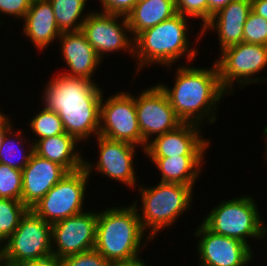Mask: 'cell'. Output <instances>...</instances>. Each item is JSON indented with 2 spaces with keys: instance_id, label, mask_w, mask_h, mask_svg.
Segmentation results:
<instances>
[{
  "instance_id": "6",
  "label": "cell",
  "mask_w": 267,
  "mask_h": 266,
  "mask_svg": "<svg viewBox=\"0 0 267 266\" xmlns=\"http://www.w3.org/2000/svg\"><path fill=\"white\" fill-rule=\"evenodd\" d=\"M215 62L220 83L229 95L235 94L236 82L241 89L257 82L267 83V78L258 75L267 68V45L241 42L221 51Z\"/></svg>"
},
{
  "instance_id": "9",
  "label": "cell",
  "mask_w": 267,
  "mask_h": 266,
  "mask_svg": "<svg viewBox=\"0 0 267 266\" xmlns=\"http://www.w3.org/2000/svg\"><path fill=\"white\" fill-rule=\"evenodd\" d=\"M85 19L81 31L103 61L108 53H134V38L131 35L127 16L91 10ZM120 19V21H119ZM128 32V33H127ZM121 51V52H120Z\"/></svg>"
},
{
  "instance_id": "25",
  "label": "cell",
  "mask_w": 267,
  "mask_h": 266,
  "mask_svg": "<svg viewBox=\"0 0 267 266\" xmlns=\"http://www.w3.org/2000/svg\"><path fill=\"white\" fill-rule=\"evenodd\" d=\"M14 127L12 126L4 136L0 149V163L22 171L34 153V144L30 143L31 139H28L22 129H14Z\"/></svg>"
},
{
  "instance_id": "27",
  "label": "cell",
  "mask_w": 267,
  "mask_h": 266,
  "mask_svg": "<svg viewBox=\"0 0 267 266\" xmlns=\"http://www.w3.org/2000/svg\"><path fill=\"white\" fill-rule=\"evenodd\" d=\"M33 117V118H32ZM29 120V131L34 133L35 137L32 138V143L35 144L42 138L52 137L55 135L65 133L62 121L59 115L46 108H42L38 113L32 116ZM34 138V139H33Z\"/></svg>"
},
{
  "instance_id": "30",
  "label": "cell",
  "mask_w": 267,
  "mask_h": 266,
  "mask_svg": "<svg viewBox=\"0 0 267 266\" xmlns=\"http://www.w3.org/2000/svg\"><path fill=\"white\" fill-rule=\"evenodd\" d=\"M243 42L267 45V19L251 11L244 24Z\"/></svg>"
},
{
  "instance_id": "15",
  "label": "cell",
  "mask_w": 267,
  "mask_h": 266,
  "mask_svg": "<svg viewBox=\"0 0 267 266\" xmlns=\"http://www.w3.org/2000/svg\"><path fill=\"white\" fill-rule=\"evenodd\" d=\"M201 127L194 123H183L175 130L154 137L147 143L143 153L148 158L207 156L211 140L202 136Z\"/></svg>"
},
{
  "instance_id": "19",
  "label": "cell",
  "mask_w": 267,
  "mask_h": 266,
  "mask_svg": "<svg viewBox=\"0 0 267 266\" xmlns=\"http://www.w3.org/2000/svg\"><path fill=\"white\" fill-rule=\"evenodd\" d=\"M58 41L61 46L59 54L63 58L62 61L66 63V68L69 69L60 73L68 77L94 80L93 76L99 69L102 60L87 41L85 34L81 30L64 32Z\"/></svg>"
},
{
  "instance_id": "5",
  "label": "cell",
  "mask_w": 267,
  "mask_h": 266,
  "mask_svg": "<svg viewBox=\"0 0 267 266\" xmlns=\"http://www.w3.org/2000/svg\"><path fill=\"white\" fill-rule=\"evenodd\" d=\"M252 195H240L228 200H221L219 205L213 206L211 211L204 215L201 223L211 232L238 239L251 249L250 240H262L265 220Z\"/></svg>"
},
{
  "instance_id": "14",
  "label": "cell",
  "mask_w": 267,
  "mask_h": 266,
  "mask_svg": "<svg viewBox=\"0 0 267 266\" xmlns=\"http://www.w3.org/2000/svg\"><path fill=\"white\" fill-rule=\"evenodd\" d=\"M196 228L198 266H246L255 261L254 250L242 241L215 234L201 222Z\"/></svg>"
},
{
  "instance_id": "26",
  "label": "cell",
  "mask_w": 267,
  "mask_h": 266,
  "mask_svg": "<svg viewBox=\"0 0 267 266\" xmlns=\"http://www.w3.org/2000/svg\"><path fill=\"white\" fill-rule=\"evenodd\" d=\"M49 2L61 33L81 30L85 19L91 12H86L84 15L89 0H49Z\"/></svg>"
},
{
  "instance_id": "2",
  "label": "cell",
  "mask_w": 267,
  "mask_h": 266,
  "mask_svg": "<svg viewBox=\"0 0 267 266\" xmlns=\"http://www.w3.org/2000/svg\"><path fill=\"white\" fill-rule=\"evenodd\" d=\"M190 20L177 13L156 26L141 31L134 37L132 58L137 66L134 78L150 65L157 64L166 67L170 72L172 65L179 63L182 56H185L186 62H192L199 56L197 47H191V39H189L191 37L188 36L190 29L193 30L188 24Z\"/></svg>"
},
{
  "instance_id": "36",
  "label": "cell",
  "mask_w": 267,
  "mask_h": 266,
  "mask_svg": "<svg viewBox=\"0 0 267 266\" xmlns=\"http://www.w3.org/2000/svg\"><path fill=\"white\" fill-rule=\"evenodd\" d=\"M234 0H208V21L212 15L216 14L220 9L227 6Z\"/></svg>"
},
{
  "instance_id": "17",
  "label": "cell",
  "mask_w": 267,
  "mask_h": 266,
  "mask_svg": "<svg viewBox=\"0 0 267 266\" xmlns=\"http://www.w3.org/2000/svg\"><path fill=\"white\" fill-rule=\"evenodd\" d=\"M252 11L251 0H234L216 14L212 15L209 21L200 29L198 36L195 37L196 44L205 33L214 31L218 34L220 51L225 48L243 42L244 24Z\"/></svg>"
},
{
  "instance_id": "28",
  "label": "cell",
  "mask_w": 267,
  "mask_h": 266,
  "mask_svg": "<svg viewBox=\"0 0 267 266\" xmlns=\"http://www.w3.org/2000/svg\"><path fill=\"white\" fill-rule=\"evenodd\" d=\"M27 210L22 201L0 198V243L13 234Z\"/></svg>"
},
{
  "instance_id": "18",
  "label": "cell",
  "mask_w": 267,
  "mask_h": 266,
  "mask_svg": "<svg viewBox=\"0 0 267 266\" xmlns=\"http://www.w3.org/2000/svg\"><path fill=\"white\" fill-rule=\"evenodd\" d=\"M68 173L60 164L33 153L22 170V203L31 209Z\"/></svg>"
},
{
  "instance_id": "40",
  "label": "cell",
  "mask_w": 267,
  "mask_h": 266,
  "mask_svg": "<svg viewBox=\"0 0 267 266\" xmlns=\"http://www.w3.org/2000/svg\"><path fill=\"white\" fill-rule=\"evenodd\" d=\"M0 266H8L4 246L0 243Z\"/></svg>"
},
{
  "instance_id": "42",
  "label": "cell",
  "mask_w": 267,
  "mask_h": 266,
  "mask_svg": "<svg viewBox=\"0 0 267 266\" xmlns=\"http://www.w3.org/2000/svg\"><path fill=\"white\" fill-rule=\"evenodd\" d=\"M8 114H5L4 112L0 111V124L8 117Z\"/></svg>"
},
{
  "instance_id": "10",
  "label": "cell",
  "mask_w": 267,
  "mask_h": 266,
  "mask_svg": "<svg viewBox=\"0 0 267 266\" xmlns=\"http://www.w3.org/2000/svg\"><path fill=\"white\" fill-rule=\"evenodd\" d=\"M134 95L129 91H121L106 98L103 93L100 103L99 135L140 146L143 151V138L137 120Z\"/></svg>"
},
{
  "instance_id": "11",
  "label": "cell",
  "mask_w": 267,
  "mask_h": 266,
  "mask_svg": "<svg viewBox=\"0 0 267 266\" xmlns=\"http://www.w3.org/2000/svg\"><path fill=\"white\" fill-rule=\"evenodd\" d=\"M96 142L99 152L98 161L94 164L92 160L90 162L86 157L84 158V169L88 176H93L92 173L97 171L96 173L103 174L108 179L123 183L126 187L135 190L140 184L134 168V158L138 146L125 141L111 140L100 135L96 136Z\"/></svg>"
},
{
  "instance_id": "23",
  "label": "cell",
  "mask_w": 267,
  "mask_h": 266,
  "mask_svg": "<svg viewBox=\"0 0 267 266\" xmlns=\"http://www.w3.org/2000/svg\"><path fill=\"white\" fill-rule=\"evenodd\" d=\"M161 174L160 182L179 183L195 187L202 173L205 156H172L149 158ZM203 166V167H202ZM200 174V175H199Z\"/></svg>"
},
{
  "instance_id": "3",
  "label": "cell",
  "mask_w": 267,
  "mask_h": 266,
  "mask_svg": "<svg viewBox=\"0 0 267 266\" xmlns=\"http://www.w3.org/2000/svg\"><path fill=\"white\" fill-rule=\"evenodd\" d=\"M152 240L133 203L98 211L95 249L111 263L140 257L141 250Z\"/></svg>"
},
{
  "instance_id": "20",
  "label": "cell",
  "mask_w": 267,
  "mask_h": 266,
  "mask_svg": "<svg viewBox=\"0 0 267 266\" xmlns=\"http://www.w3.org/2000/svg\"><path fill=\"white\" fill-rule=\"evenodd\" d=\"M23 21V33L39 53L51 43L58 42L62 34L49 0H32Z\"/></svg>"
},
{
  "instance_id": "31",
  "label": "cell",
  "mask_w": 267,
  "mask_h": 266,
  "mask_svg": "<svg viewBox=\"0 0 267 266\" xmlns=\"http://www.w3.org/2000/svg\"><path fill=\"white\" fill-rule=\"evenodd\" d=\"M175 5L177 13L192 19H200L201 28L208 22V0H175Z\"/></svg>"
},
{
  "instance_id": "29",
  "label": "cell",
  "mask_w": 267,
  "mask_h": 266,
  "mask_svg": "<svg viewBox=\"0 0 267 266\" xmlns=\"http://www.w3.org/2000/svg\"><path fill=\"white\" fill-rule=\"evenodd\" d=\"M22 171L0 163V198L21 201Z\"/></svg>"
},
{
  "instance_id": "33",
  "label": "cell",
  "mask_w": 267,
  "mask_h": 266,
  "mask_svg": "<svg viewBox=\"0 0 267 266\" xmlns=\"http://www.w3.org/2000/svg\"><path fill=\"white\" fill-rule=\"evenodd\" d=\"M31 3L32 0H0V16L9 15L11 18L13 16V18L22 21L29 10Z\"/></svg>"
},
{
  "instance_id": "35",
  "label": "cell",
  "mask_w": 267,
  "mask_h": 266,
  "mask_svg": "<svg viewBox=\"0 0 267 266\" xmlns=\"http://www.w3.org/2000/svg\"><path fill=\"white\" fill-rule=\"evenodd\" d=\"M17 266H62L61 259L54 255L37 261H30Z\"/></svg>"
},
{
  "instance_id": "41",
  "label": "cell",
  "mask_w": 267,
  "mask_h": 266,
  "mask_svg": "<svg viewBox=\"0 0 267 266\" xmlns=\"http://www.w3.org/2000/svg\"><path fill=\"white\" fill-rule=\"evenodd\" d=\"M263 135H264V139H265V148H266V152H264V158H265V162H267V125L263 128Z\"/></svg>"
},
{
  "instance_id": "37",
  "label": "cell",
  "mask_w": 267,
  "mask_h": 266,
  "mask_svg": "<svg viewBox=\"0 0 267 266\" xmlns=\"http://www.w3.org/2000/svg\"><path fill=\"white\" fill-rule=\"evenodd\" d=\"M252 11L267 19V0H251Z\"/></svg>"
},
{
  "instance_id": "1",
  "label": "cell",
  "mask_w": 267,
  "mask_h": 266,
  "mask_svg": "<svg viewBox=\"0 0 267 266\" xmlns=\"http://www.w3.org/2000/svg\"><path fill=\"white\" fill-rule=\"evenodd\" d=\"M212 65L209 68L177 65L173 88L163 82L157 83L183 123L215 124L218 105L229 94L220 83L215 60Z\"/></svg>"
},
{
  "instance_id": "16",
  "label": "cell",
  "mask_w": 267,
  "mask_h": 266,
  "mask_svg": "<svg viewBox=\"0 0 267 266\" xmlns=\"http://www.w3.org/2000/svg\"><path fill=\"white\" fill-rule=\"evenodd\" d=\"M42 91V107L55 111L60 106L88 104L102 88L95 80L68 77L62 73L52 76Z\"/></svg>"
},
{
  "instance_id": "21",
  "label": "cell",
  "mask_w": 267,
  "mask_h": 266,
  "mask_svg": "<svg viewBox=\"0 0 267 266\" xmlns=\"http://www.w3.org/2000/svg\"><path fill=\"white\" fill-rule=\"evenodd\" d=\"M103 93L104 89L86 105L60 106L54 111L59 115L65 132L81 141V144L91 136L95 138L99 135Z\"/></svg>"
},
{
  "instance_id": "39",
  "label": "cell",
  "mask_w": 267,
  "mask_h": 266,
  "mask_svg": "<svg viewBox=\"0 0 267 266\" xmlns=\"http://www.w3.org/2000/svg\"><path fill=\"white\" fill-rule=\"evenodd\" d=\"M13 126L12 117H7L1 124H0V149L2 146V142L6 132Z\"/></svg>"
},
{
  "instance_id": "38",
  "label": "cell",
  "mask_w": 267,
  "mask_h": 266,
  "mask_svg": "<svg viewBox=\"0 0 267 266\" xmlns=\"http://www.w3.org/2000/svg\"><path fill=\"white\" fill-rule=\"evenodd\" d=\"M143 258L138 257L129 261L114 262L111 266H149Z\"/></svg>"
},
{
  "instance_id": "43",
  "label": "cell",
  "mask_w": 267,
  "mask_h": 266,
  "mask_svg": "<svg viewBox=\"0 0 267 266\" xmlns=\"http://www.w3.org/2000/svg\"><path fill=\"white\" fill-rule=\"evenodd\" d=\"M266 225H267V223H266ZM265 237L267 238V226H265V228H264L263 239Z\"/></svg>"
},
{
  "instance_id": "4",
  "label": "cell",
  "mask_w": 267,
  "mask_h": 266,
  "mask_svg": "<svg viewBox=\"0 0 267 266\" xmlns=\"http://www.w3.org/2000/svg\"><path fill=\"white\" fill-rule=\"evenodd\" d=\"M137 189L141 199L140 207L137 199L132 203L138 210L143 229L148 231L153 240L161 230L170 229L176 224L178 218L192 209L190 206H192L195 190L191 186L159 182L153 187L139 184Z\"/></svg>"
},
{
  "instance_id": "8",
  "label": "cell",
  "mask_w": 267,
  "mask_h": 266,
  "mask_svg": "<svg viewBox=\"0 0 267 266\" xmlns=\"http://www.w3.org/2000/svg\"><path fill=\"white\" fill-rule=\"evenodd\" d=\"M89 178L84 168L69 172L31 209L50 224L85 212Z\"/></svg>"
},
{
  "instance_id": "13",
  "label": "cell",
  "mask_w": 267,
  "mask_h": 266,
  "mask_svg": "<svg viewBox=\"0 0 267 266\" xmlns=\"http://www.w3.org/2000/svg\"><path fill=\"white\" fill-rule=\"evenodd\" d=\"M89 209L52 224V254L60 259L94 249L98 211Z\"/></svg>"
},
{
  "instance_id": "34",
  "label": "cell",
  "mask_w": 267,
  "mask_h": 266,
  "mask_svg": "<svg viewBox=\"0 0 267 266\" xmlns=\"http://www.w3.org/2000/svg\"><path fill=\"white\" fill-rule=\"evenodd\" d=\"M138 0H99L101 12L127 16Z\"/></svg>"
},
{
  "instance_id": "7",
  "label": "cell",
  "mask_w": 267,
  "mask_h": 266,
  "mask_svg": "<svg viewBox=\"0 0 267 266\" xmlns=\"http://www.w3.org/2000/svg\"><path fill=\"white\" fill-rule=\"evenodd\" d=\"M3 246L8 266L52 256V224L28 209Z\"/></svg>"
},
{
  "instance_id": "12",
  "label": "cell",
  "mask_w": 267,
  "mask_h": 266,
  "mask_svg": "<svg viewBox=\"0 0 267 266\" xmlns=\"http://www.w3.org/2000/svg\"><path fill=\"white\" fill-rule=\"evenodd\" d=\"M137 120L143 138V151L154 137L175 130L183 124L158 84L135 95Z\"/></svg>"
},
{
  "instance_id": "32",
  "label": "cell",
  "mask_w": 267,
  "mask_h": 266,
  "mask_svg": "<svg viewBox=\"0 0 267 266\" xmlns=\"http://www.w3.org/2000/svg\"><path fill=\"white\" fill-rule=\"evenodd\" d=\"M62 266H111L95 248L61 259Z\"/></svg>"
},
{
  "instance_id": "22",
  "label": "cell",
  "mask_w": 267,
  "mask_h": 266,
  "mask_svg": "<svg viewBox=\"0 0 267 266\" xmlns=\"http://www.w3.org/2000/svg\"><path fill=\"white\" fill-rule=\"evenodd\" d=\"M79 142L74 136L67 134L42 138L34 144V153L39 157L56 162L68 172L84 168V155L79 149ZM78 147V148H77ZM78 150V151H77Z\"/></svg>"
},
{
  "instance_id": "24",
  "label": "cell",
  "mask_w": 267,
  "mask_h": 266,
  "mask_svg": "<svg viewBox=\"0 0 267 266\" xmlns=\"http://www.w3.org/2000/svg\"><path fill=\"white\" fill-rule=\"evenodd\" d=\"M177 14L175 0H138L127 15L134 38L141 31L156 26Z\"/></svg>"
}]
</instances>
